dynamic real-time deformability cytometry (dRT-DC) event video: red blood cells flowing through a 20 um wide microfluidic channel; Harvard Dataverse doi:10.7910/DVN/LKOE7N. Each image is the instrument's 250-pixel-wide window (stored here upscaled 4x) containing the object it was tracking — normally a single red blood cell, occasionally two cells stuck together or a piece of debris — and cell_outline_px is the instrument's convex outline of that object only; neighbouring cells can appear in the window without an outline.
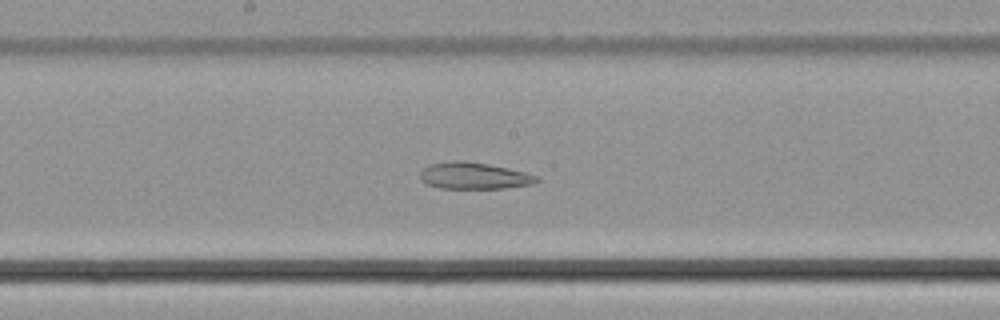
{"species": "common noctule bat (a hibernating species)", "species_latin": "Nyctalus noctula", "temperature_condition": "cold", "stored_images_in_passage": 52, "segment_of_instrument_passage": [2, 2], "camera_frame_rate_fps": 3000, "um_per_image_px": 0.085, "animal": {"sex": "male", "body_mass_g": 21.5, "forearm_length_mm": 52.0}, "frame": {"image": 1, "passage_image": 28, "time_ms": 9.0, "image_size_px": [1000, 320], "cell_outline_px": [[540, 180], [532, 184], [504, 188], [440, 188], [424, 184], [420, 180], [420, 172], [424, 168], [432, 164], [452, 160], [460, 160], [488, 164], [508, 168], [540, 176]], "centroid_in_image_um": [40.28, 14.94], "position_along_channel_um": 207.9, "area_um2": 18.15}}
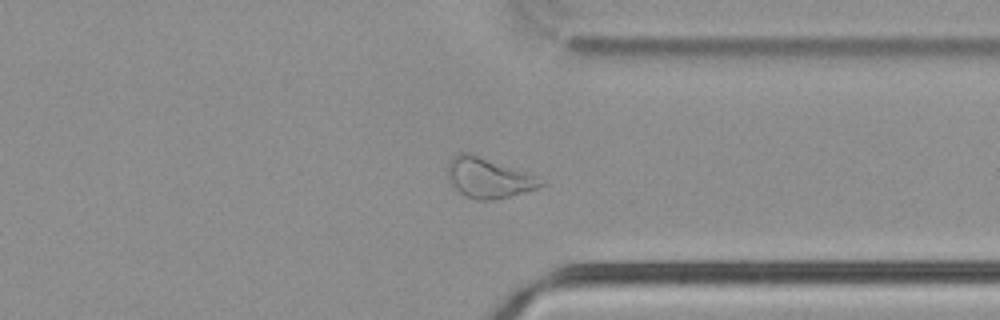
{"frame": {"image": 2, "passage_image": 40, "time_ms": 13.0, "image_size_px": [1000, 320], "cell_outline_px": [[544, 184], [536, 188], [524, 192], [496, 200], [472, 200], [460, 196], [448, 180], [448, 160], [452, 156], [460, 152], [464, 152], [476, 156], [544, 180]], "centroid_in_image_um": [41.4, 15.18], "position_along_channel_um": 370.0, "area_um2": 21.27}}
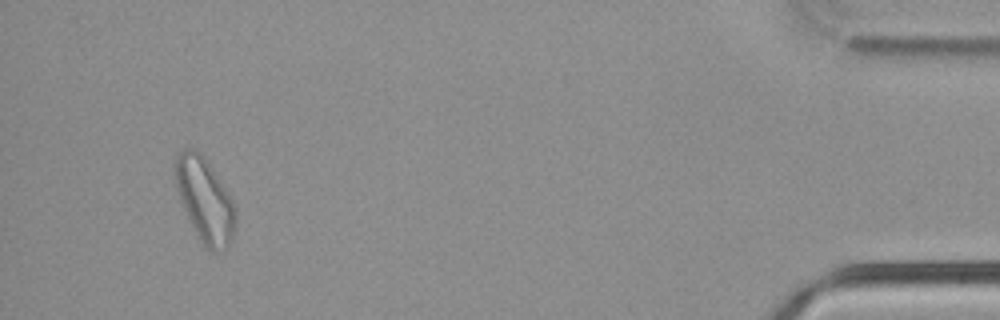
{"frame": {"image": 3, "passage_image": 49, "time_ms": 16.0, "image_size_px": [1000, 320], "cell_outline_px": [[236, 220], [232, 240], [224, 248], [216, 252], [212, 252], [196, 236], [188, 220], [180, 200], [176, 188], [176, 156], [184, 148], [192, 148], [208, 164], [232, 200], [236, 212]], "centroid_in_image_um": [17.4, 17.08], "position_along_channel_um": 417.8, "area_um2": 28.73}}